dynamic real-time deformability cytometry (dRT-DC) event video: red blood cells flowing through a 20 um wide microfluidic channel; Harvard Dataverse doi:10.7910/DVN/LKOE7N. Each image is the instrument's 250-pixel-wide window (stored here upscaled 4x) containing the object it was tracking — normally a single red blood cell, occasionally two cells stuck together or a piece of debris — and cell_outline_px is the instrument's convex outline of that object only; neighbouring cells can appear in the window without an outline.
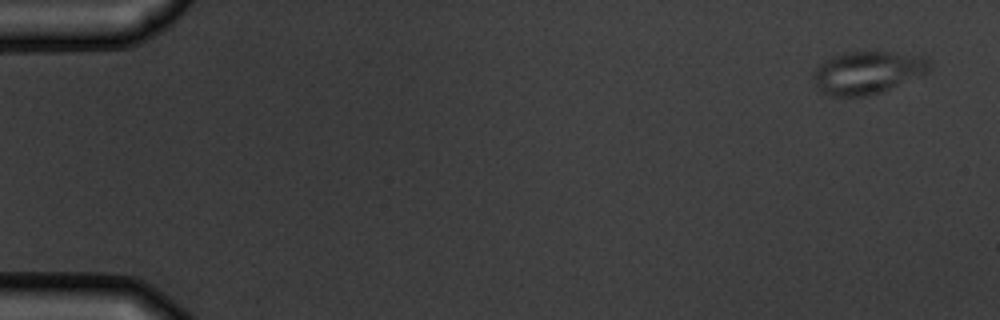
{"species": "common noctule bat (a hibernating species)", "species_latin": "Nyctalus noctula", "temperature_condition": "warm", "stored_images_in_passage": 5, "camera_frame_rate_fps": 3000, "um_per_image_px": 0.085, "animal": {"sex": "male", "body_mass_g": 19.5, "forearm_length_mm": 54.6}, "frame": {"image": 1, "passage_image": 1, "time_ms": 0.0, "image_size_px": [1000, 320], "cell_outline_px": [[932, 68], [928, 72], [884, 92], [864, 96], [824, 96], [820, 92], [812, 76], [812, 72], [820, 64], [832, 56], [844, 52], [888, 52], [924, 56], [932, 60]], "centroid_in_image_um": [73.75, 6.17], "position_along_channel_um": 11.2, "area_um2": 29.25}}